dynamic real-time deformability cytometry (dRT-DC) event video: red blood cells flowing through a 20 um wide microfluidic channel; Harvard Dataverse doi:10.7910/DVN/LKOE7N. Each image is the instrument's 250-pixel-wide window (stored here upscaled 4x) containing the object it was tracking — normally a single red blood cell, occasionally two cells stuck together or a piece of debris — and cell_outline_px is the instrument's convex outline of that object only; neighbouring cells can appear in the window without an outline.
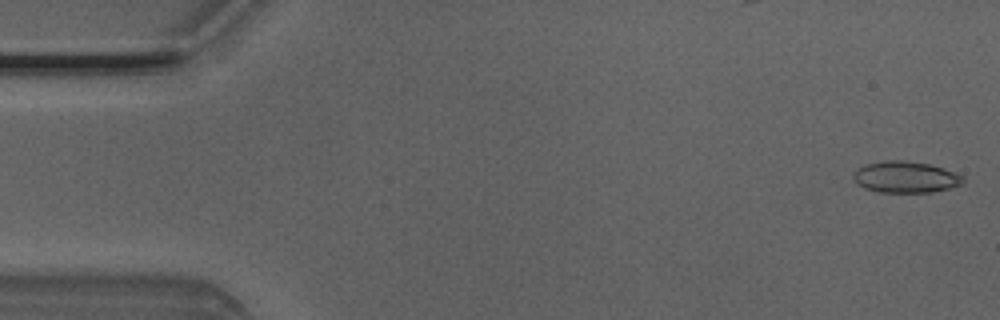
{"species": "Egyptian fruit bat (a non-hibernating species)", "species_latin": "Rousettus aegyptiacus", "temperature_condition": "room temperature", "stored_images_in_passage": 4, "camera_frame_rate_fps": 3000, "um_per_image_px": 0.085, "animal": {"sex": "male"}, "frame": {"image": 1, "passage_image": 1, "time_ms": 0.0, "image_size_px": [1000, 320], "cell_outline_px": [[964, 184], [932, 192], [876, 192], [864, 188], [856, 184], [852, 176], [852, 172], [856, 168], [864, 164], [884, 160], [904, 160], [928, 164], [944, 168], [956, 172], [964, 176]], "centroid_in_image_um": [76.93, 15.04], "position_along_channel_um": 8.1, "area_um2": 20.46}}